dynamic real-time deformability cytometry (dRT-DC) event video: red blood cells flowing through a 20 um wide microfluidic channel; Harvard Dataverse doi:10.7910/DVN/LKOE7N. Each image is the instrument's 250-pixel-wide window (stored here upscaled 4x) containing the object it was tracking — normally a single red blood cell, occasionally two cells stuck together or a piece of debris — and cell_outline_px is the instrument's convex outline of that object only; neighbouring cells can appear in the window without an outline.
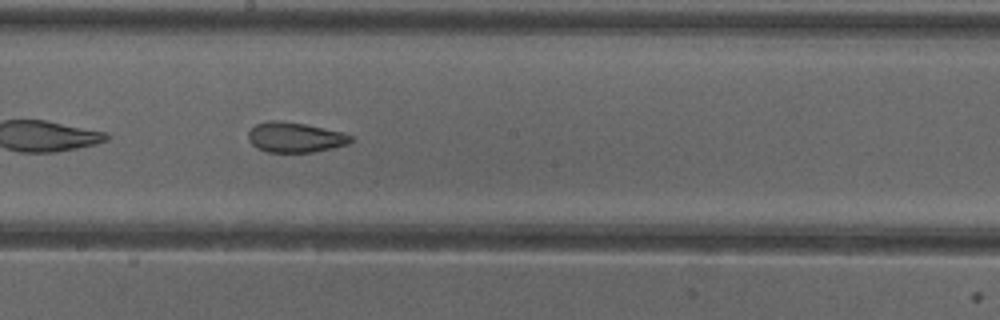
{"species": "common noctule bat (a hibernating species)", "species_latin": "Nyctalus noctula", "temperature_condition": "cold", "stored_images_in_passage": 41, "camera_frame_rate_fps": 3000, "um_per_image_px": 0.085, "animal": {"sex": "female"}, "frame": {"image": 1, "passage_image": 18, "time_ms": 5.667, "image_size_px": [1000, 320], "cell_outline_px": [[352, 140], [348, 144], [332, 148], [312, 152], [268, 152], [256, 148], [248, 140], [248, 132], [256, 124], [272, 120], [280, 120], [304, 124], [344, 132], [352, 136]], "centroid_in_image_um": [25.07, 11.67], "position_along_channel_um": 223.1, "area_um2": 17.98}, "authors_computed_cell_mechanics": {"area_um2": 19.8254, "velocity_mm_per_s": 3.9895, "shape_relaxation_time_tau1_ms": null, "shape_relaxation_time_tau2_ms": 1.8937, "deformation_change_tau1": null, "deformation_change_tau2": 0.0889}}